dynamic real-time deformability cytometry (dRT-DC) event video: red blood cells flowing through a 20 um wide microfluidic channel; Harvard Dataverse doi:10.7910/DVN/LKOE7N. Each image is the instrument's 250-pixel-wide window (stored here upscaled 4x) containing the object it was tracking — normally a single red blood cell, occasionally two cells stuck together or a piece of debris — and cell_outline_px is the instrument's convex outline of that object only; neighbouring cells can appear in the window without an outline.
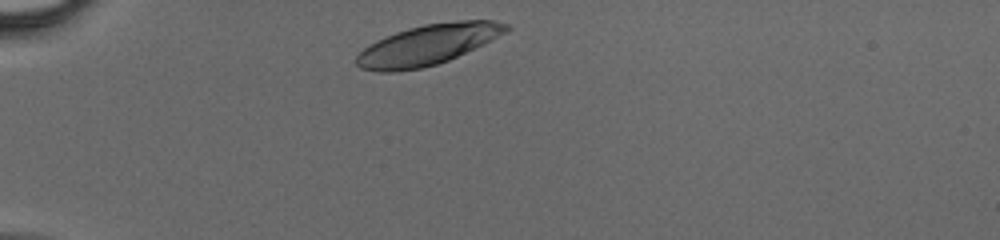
{"species": "human", "species_latin": "Homo sapiens", "temperature_condition": "cold", "stored_images_in_passage": 28, "camera_frame_rate_fps": 3000, "um_per_image_px": 0.085, "donor": {"sex": "male"}, "frame": {"image": 1, "passage_image": 1, "time_ms": 0.0, "image_size_px": [1000, 240], "cell_outline_px": [[512, 28], [484, 44], [448, 60], [436, 64], [420, 68], [392, 72], [376, 72], [360, 68], [356, 64], [356, 56], [368, 44], [376, 40], [396, 32], [408, 28], [424, 24], [456, 20], [492, 20], [508, 24]], "centroid_in_image_um": [36.34, 3.8], "position_along_channel_um": 48.7, "area_um2": 35.14}}
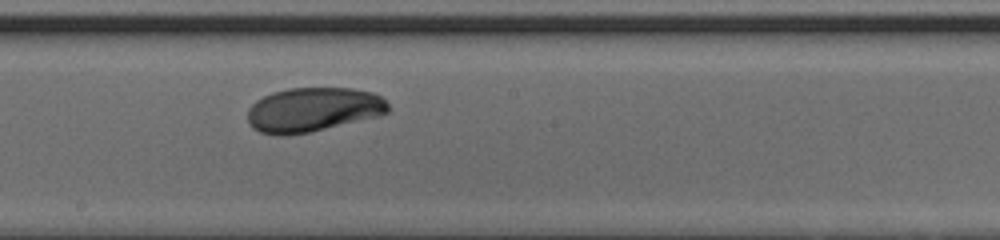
{"frame": {"image": 2, "passage_image": 15, "time_ms": 4.667, "image_size_px": [1000, 240], "cell_outline_px": [[388, 112], [380, 116], [312, 132], [288, 136], [280, 136], [260, 132], [252, 128], [248, 124], [248, 108], [256, 100], [272, 92], [288, 88], [352, 88], [372, 92], [380, 96], [388, 104]], "centroid_in_image_um": [26.59, 9.33], "position_along_channel_um": 221.6, "area_um2": 36.7}}
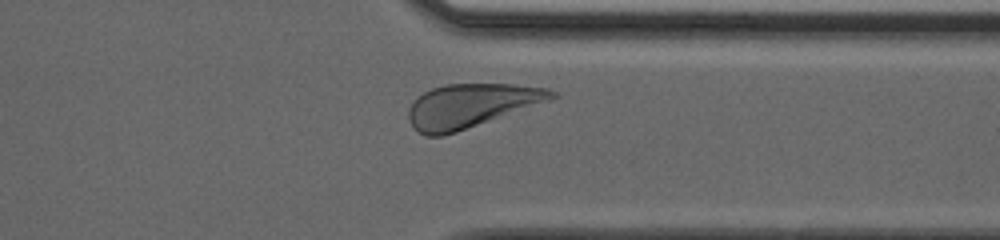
{"frame": {"image": 3, "passage_image": 25, "time_ms": 8.0, "image_size_px": [1000, 240], "cell_outline_px": [[560, 96], [552, 100], [456, 132], [440, 136], [424, 136], [412, 128], [408, 120], [408, 108], [424, 92], [432, 88], [448, 84], [512, 84], [548, 88], [556, 92]], "centroid_in_image_um": [40.05, 8.99], "position_along_channel_um": 371.4, "area_um2": 36.53}}